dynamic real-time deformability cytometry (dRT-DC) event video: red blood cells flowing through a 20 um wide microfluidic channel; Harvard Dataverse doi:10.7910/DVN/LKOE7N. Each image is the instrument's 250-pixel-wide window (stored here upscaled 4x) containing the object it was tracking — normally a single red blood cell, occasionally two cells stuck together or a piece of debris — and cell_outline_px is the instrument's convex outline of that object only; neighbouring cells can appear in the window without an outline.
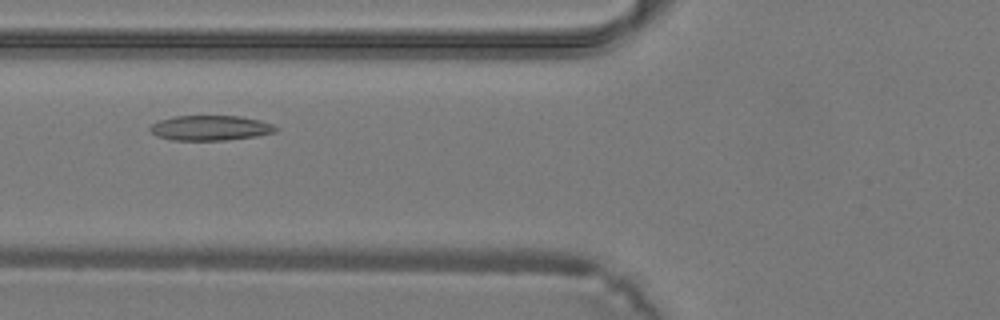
{"species": "common noctule bat (a hibernating species)", "species_latin": "Nyctalus noctula", "temperature_condition": "warm", "stored_images_in_passage": 29, "camera_frame_rate_fps": 3000, "um_per_image_px": 0.085, "animal": {"sex": "male", "body_mass_g": 19.2, "forearm_length_mm": 51.8}, "frame": {"image": 1, "passage_image": 5, "time_ms": 1.333, "image_size_px": [1000, 320], "cell_outline_px": [[276, 132], [256, 136], [224, 140], [172, 140], [156, 136], [148, 128], [152, 124], [160, 120], [176, 116], [240, 116], [260, 120], [272, 124], [276, 128]], "centroid_in_image_um": [17.86, 10.87], "position_along_channel_um": 107.9, "area_um2": 18.21}}
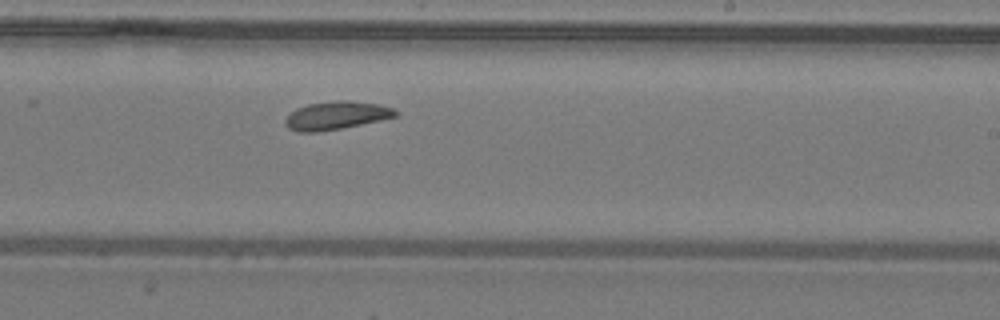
{"frame": {"image": 2, "passage_image": 14, "time_ms": 4.333, "image_size_px": [1000, 320], "cell_outline_px": [[396, 116], [380, 120], [340, 128], [316, 132], [300, 132], [288, 128], [284, 124], [284, 120], [296, 108], [308, 104], [336, 100], [348, 100], [380, 104], [392, 108], [396, 112]], "centroid_in_image_um": [28.55, 9.8], "position_along_channel_um": 260.5, "area_um2": 17.86}}
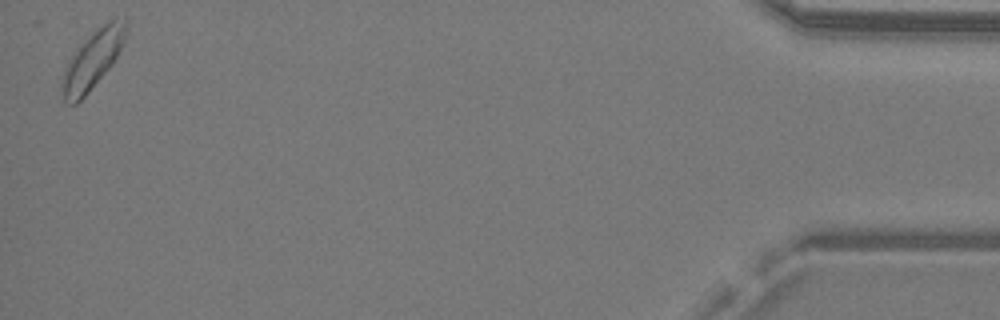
{"frame": {"image": 3, "passage_image": 29, "time_ms": 9.333, "image_size_px": [1000, 320], "cell_outline_px": [[128, 28], [124, 44], [112, 64], [88, 92], [76, 104], [68, 104], [64, 100], [60, 92], [60, 80], [64, 68], [76, 48], [84, 40], [104, 24], [112, 20], [128, 20]], "centroid_in_image_um": [7.84, 5.12], "position_along_channel_um": 427.4, "area_um2": 21.56}}